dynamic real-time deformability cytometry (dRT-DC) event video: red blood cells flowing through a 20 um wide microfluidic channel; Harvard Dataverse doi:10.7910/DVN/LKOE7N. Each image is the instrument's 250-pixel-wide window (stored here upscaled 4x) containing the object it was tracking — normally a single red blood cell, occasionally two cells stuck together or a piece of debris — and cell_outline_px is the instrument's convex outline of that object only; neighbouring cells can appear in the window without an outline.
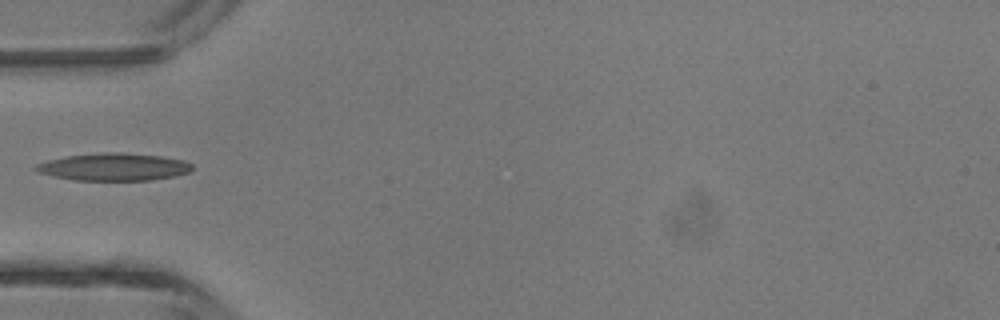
{"species": "common noctule bat (a hibernating species)", "species_latin": "Nyctalus noctula", "temperature_condition": "room temperature", "stored_images_in_passage": 2, "camera_frame_rate_fps": 3000, "um_per_image_px": 0.085, "animal": {"sex": "male", "body_mass_g": 13.3}, "frame": {"image": 1, "passage_image": 2, "time_ms": 1.0, "image_size_px": [1000, 320], "cell_outline_px": [[192, 172], [176, 176], [152, 180], [72, 180], [40, 172], [32, 168], [36, 164], [48, 160], [64, 156], [104, 152], [120, 152], [160, 156], [184, 160], [192, 164]], "centroid_in_image_um": [9.71, 14.18], "position_along_channel_um": 75.3, "area_um2": 25.09}}